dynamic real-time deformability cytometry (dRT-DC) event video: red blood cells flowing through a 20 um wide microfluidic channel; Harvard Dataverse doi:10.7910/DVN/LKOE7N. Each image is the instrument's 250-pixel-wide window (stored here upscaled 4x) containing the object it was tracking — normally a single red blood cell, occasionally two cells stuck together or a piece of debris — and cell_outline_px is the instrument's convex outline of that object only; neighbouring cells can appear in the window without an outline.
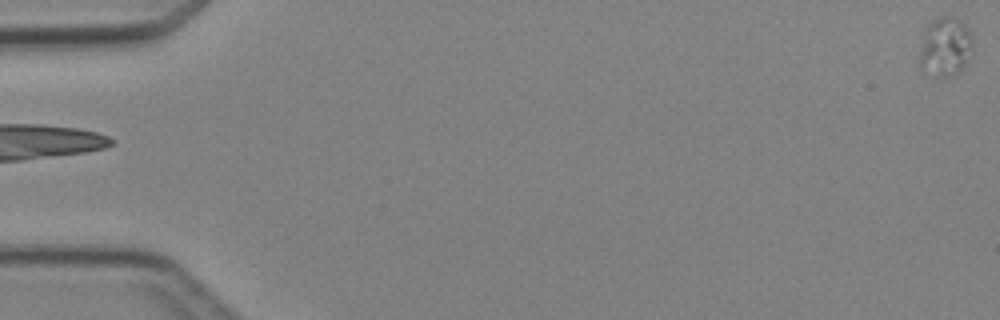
{"species": "Egyptian fruit bat (a non-hibernating species)", "species_latin": "Rousettus aegyptiacus", "temperature_condition": "cold", "stored_images_in_passage": 5, "camera_frame_rate_fps": 3000, "um_per_image_px": 0.085, "animal": {"sex": "female"}, "frame": {"image": 1, "passage_image": 5, "time_ms": 4.667, "image_size_px": [1000, 320], "cell_outline_px": [[972, 44], [964, 64], [952, 76], [932, 80], [916, 64], [924, 32], [928, 24], [932, 20], [940, 16], [956, 16], [964, 24], [972, 36]], "centroid_in_image_um": [80.25, 4.02], "position_along_channel_um": 4.8, "area_um2": 18.79}}